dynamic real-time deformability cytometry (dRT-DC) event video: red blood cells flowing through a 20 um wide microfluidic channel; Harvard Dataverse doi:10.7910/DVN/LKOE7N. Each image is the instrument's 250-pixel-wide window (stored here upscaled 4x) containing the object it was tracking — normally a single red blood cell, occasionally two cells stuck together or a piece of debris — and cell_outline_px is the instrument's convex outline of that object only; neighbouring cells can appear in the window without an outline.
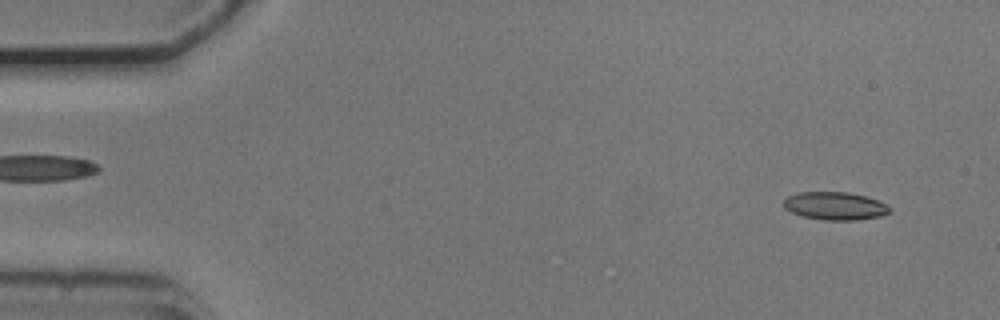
{"species": "common noctule bat (a hibernating species)", "species_latin": "Nyctalus noctula", "temperature_condition": "cold", "stored_images_in_passage": 30, "camera_frame_rate_fps": 3000, "um_per_image_px": 0.085, "animal": {"sex": "male", "body_mass_g": 20.5, "forearm_length_mm": 52.5}, "frame": {"image": 1, "passage_image": 3, "time_ms": 0.667, "image_size_px": [1000, 320], "cell_outline_px": [[892, 212], [880, 216], [856, 220], [824, 220], [804, 216], [792, 212], [784, 208], [784, 200], [788, 196], [800, 192], [848, 192], [864, 196], [876, 200], [892, 208]], "centroid_in_image_um": [70.99, 17.5], "position_along_channel_um": 14.0, "area_um2": 17.11}}
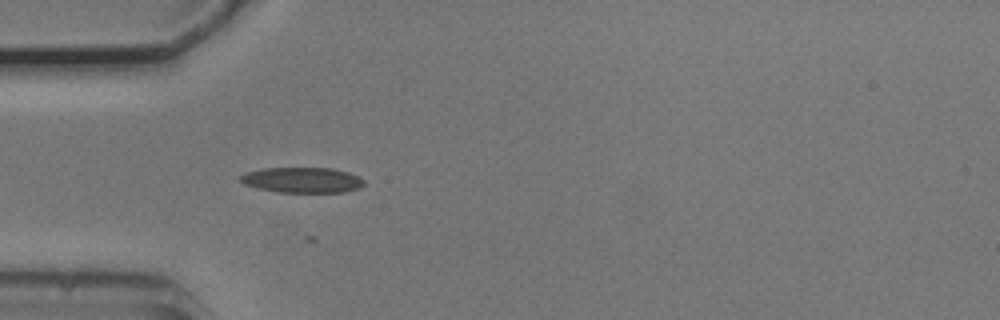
{"frame": {"image": 2, "passage_image": 15, "time_ms": 4.667, "image_size_px": [1000, 320], "cell_outline_px": [[364, 184], [360, 188], [344, 192], [280, 192], [260, 188], [244, 184], [240, 180], [240, 176], [244, 172], [264, 168], [332, 168], [348, 172], [360, 176], [364, 180]], "centroid_in_image_um": [25.72, 15.29], "position_along_channel_um": 59.3, "area_um2": 18.32}}
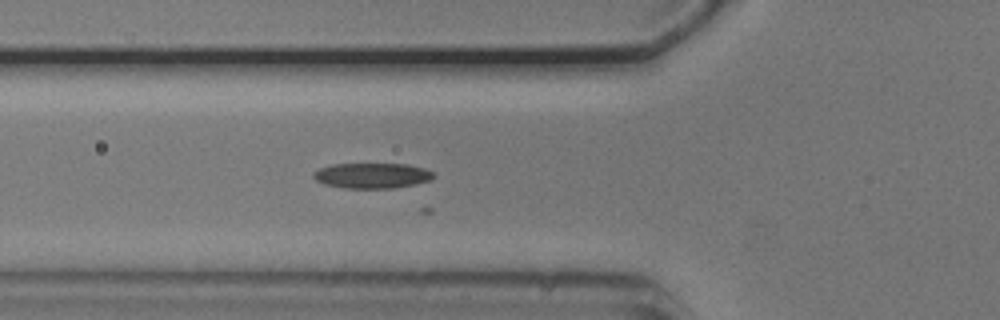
{"frame": {"image": 3, "passage_image": 18, "time_ms": 5.667, "image_size_px": [1000, 320], "cell_outline_px": [[436, 176], [432, 180], [416, 184], [396, 188], [344, 188], [324, 184], [316, 180], [312, 176], [312, 172], [320, 168], [332, 164], [408, 164], [424, 168], [432, 172]], "centroid_in_image_um": [31.64, 14.93], "position_along_channel_um": 94.2, "area_um2": 17.92}}